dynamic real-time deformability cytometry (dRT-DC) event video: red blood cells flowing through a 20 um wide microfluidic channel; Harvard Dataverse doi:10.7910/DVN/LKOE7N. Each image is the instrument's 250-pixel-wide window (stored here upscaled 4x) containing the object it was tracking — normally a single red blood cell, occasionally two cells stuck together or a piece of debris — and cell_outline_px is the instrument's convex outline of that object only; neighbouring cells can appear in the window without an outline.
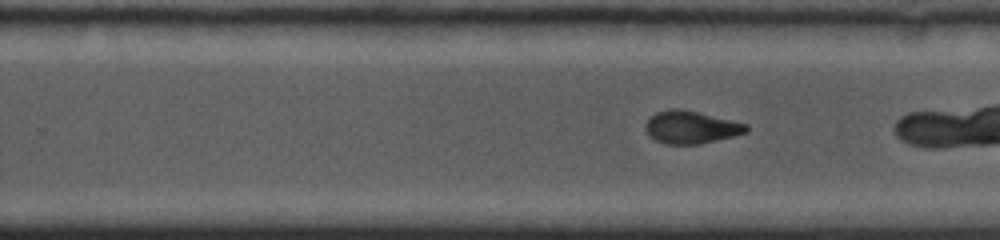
{"species": "common noctule bat (a hibernating species)", "species_latin": "Nyctalus noctula", "temperature_condition": "cold", "stored_images_in_passage": 31, "camera_frame_rate_fps": 5000, "um_per_image_px": 0.085, "animal": {"sex": "female", "body_mass_g": 19.0, "forearm_length_mm": 53.3}, "frame": {"image": 1, "passage_image": 18, "time_ms": 5.4, "image_size_px": [1000, 240], "cell_outline_px": [[748, 132], [700, 144], [664, 144], [648, 136], [644, 128], [644, 124], [656, 112], [672, 108], [680, 108], [748, 124]], "centroid_in_image_um": [58.7, 10.82], "position_along_channel_um": 271.1, "area_um2": 19.13}}